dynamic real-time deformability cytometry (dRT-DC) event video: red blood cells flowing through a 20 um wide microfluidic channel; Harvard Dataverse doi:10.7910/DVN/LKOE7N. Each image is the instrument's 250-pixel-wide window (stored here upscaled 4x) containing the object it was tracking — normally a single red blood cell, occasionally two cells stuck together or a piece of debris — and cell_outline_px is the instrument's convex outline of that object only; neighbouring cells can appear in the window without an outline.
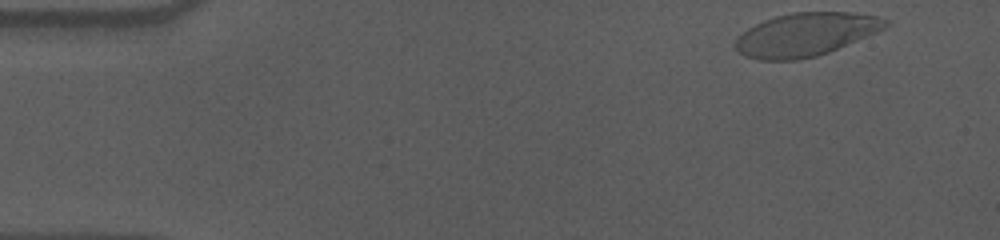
{"species": "human", "species_latin": "Homo sapiens", "temperature_condition": "cold", "stored_images_in_passage": 53, "camera_frame_rate_fps": 3000, "um_per_image_px": 0.085, "donor": {"sex": "male"}, "frame": {"image": 1, "passage_image": 1, "time_ms": 0.0, "image_size_px": [1000, 240], "cell_outline_px": [[888, 24], [884, 28], [876, 32], [828, 52], [816, 56], [796, 60], [760, 60], [744, 56], [736, 48], [736, 36], [748, 28], [764, 20], [776, 16], [792, 12], [848, 12], [876, 16], [888, 20]], "centroid_in_image_um": [68.44, 2.93], "position_along_channel_um": 16.6, "area_um2": 37.45}}
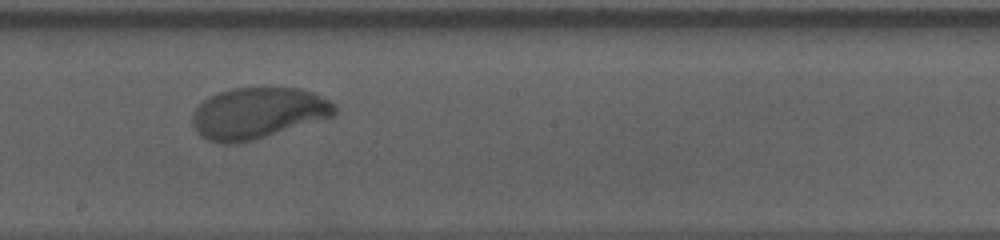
{"frame": {"image": 2, "passage_image": 28, "time_ms": 9.0, "image_size_px": [1000, 240], "cell_outline_px": [[336, 112], [332, 116], [252, 140], [236, 144], [220, 144], [208, 140], [200, 136], [196, 132], [192, 124], [192, 116], [196, 108], [208, 96], [216, 92], [232, 88], [296, 88], [312, 92], [328, 100], [336, 108]], "centroid_in_image_um": [21.83, 9.62], "position_along_channel_um": 226.4, "area_um2": 42.08}}
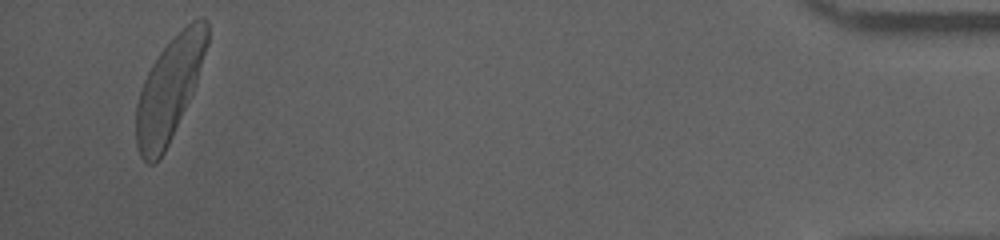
{"frame": {"image": 3, "passage_image": 51, "time_ms": 16.667, "image_size_px": [1000, 240], "cell_outline_px": [[208, 44], [196, 84], [172, 136], [160, 160], [156, 164], [148, 164], [140, 156], [136, 144], [136, 104], [144, 80], [152, 64], [160, 52], [192, 20], [200, 16], [204, 16], [208, 20]], "centroid_in_image_um": [14.4, 7.59], "position_along_channel_um": 420.8, "area_um2": 42.02}, "authors_computed_cell_mechanics": {"area_um2": 41.616, "velocity_mm_per_s": 3.5536, "shape_relaxation_time_tau1_ms": 3.0069, "shape_relaxation_time_tau2_ms": null, "deformation_change_tau1": 0.1687, "deformation_change_tau2": null}}